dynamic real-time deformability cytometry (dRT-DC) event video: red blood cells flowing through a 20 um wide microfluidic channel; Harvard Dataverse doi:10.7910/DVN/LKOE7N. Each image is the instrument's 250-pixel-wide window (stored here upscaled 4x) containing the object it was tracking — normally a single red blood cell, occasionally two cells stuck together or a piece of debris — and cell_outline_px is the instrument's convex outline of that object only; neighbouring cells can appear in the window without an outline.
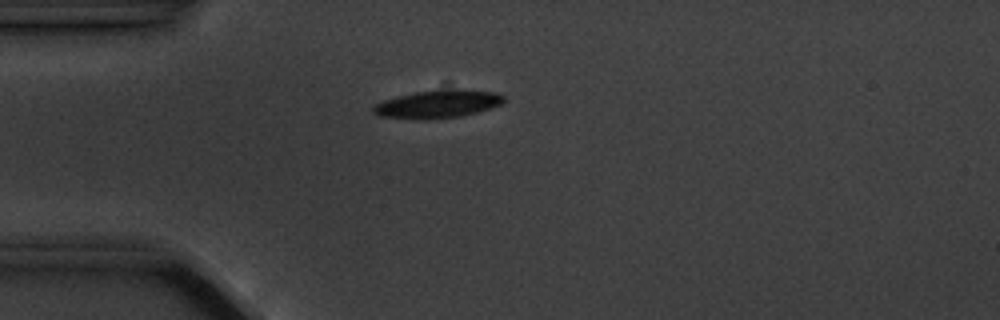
{"species": "common noctule bat (a hibernating species)", "species_latin": "Nyctalus noctula", "temperature_condition": "cold", "stored_images_in_passage": 9, "camera_frame_rate_fps": 3000, "um_per_image_px": 0.085, "animal": {"sex": "male", "body_mass_g": 20.1, "forearm_length_mm": 53.5}, "frame": {"image": 1, "passage_image": 3, "time_ms": 2.333, "image_size_px": [1000, 320], "cell_outline_px": [[504, 100], [500, 104], [476, 112], [460, 116], [424, 120], [420, 120], [376, 116], [372, 112], [372, 108], [376, 104], [384, 100], [396, 96], [416, 92], [460, 88], [464, 88], [496, 92], [504, 96]], "centroid_in_image_um": [37.18, 8.84], "position_along_channel_um": 47.8, "area_um2": 21.39}}
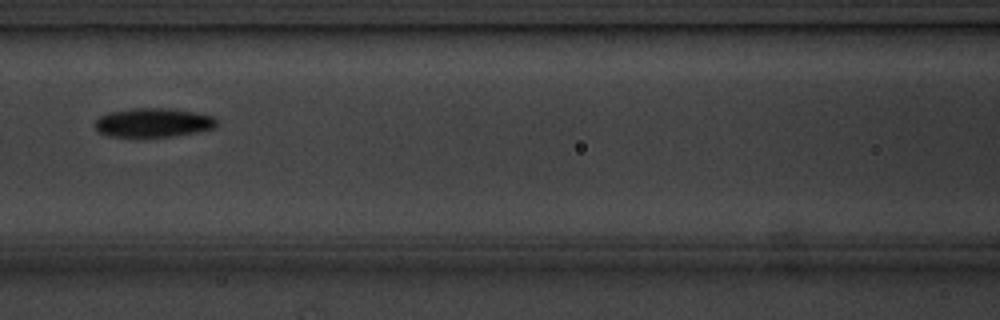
{"frame": {"image": 2, "passage_image": 6, "time_ms": 5.667, "image_size_px": [1000, 320], "cell_outline_px": [[216, 128], [196, 132], [172, 136], [112, 136], [100, 132], [92, 124], [100, 116], [108, 112], [136, 108], [168, 108], [196, 112], [212, 116], [216, 120]], "centroid_in_image_um": [13.03, 10.41], "position_along_channel_um": 153.6, "area_um2": 20.4}}